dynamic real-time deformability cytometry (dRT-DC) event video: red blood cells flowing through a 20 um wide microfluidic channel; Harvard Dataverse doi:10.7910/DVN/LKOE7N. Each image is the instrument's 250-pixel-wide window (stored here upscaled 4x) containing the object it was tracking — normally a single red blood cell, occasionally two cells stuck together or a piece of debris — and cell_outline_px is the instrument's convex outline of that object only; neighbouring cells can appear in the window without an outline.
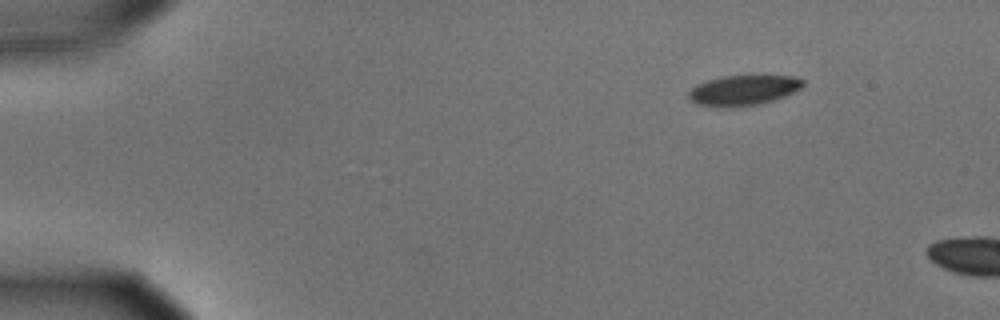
{"species": "common noctule bat (a hibernating species)", "species_latin": "Nyctalus noctula", "temperature_condition": "cold", "stored_images_in_passage": 6, "camera_frame_rate_fps": 3000, "um_per_image_px": 0.085, "animal": {"sex": "male", "body_mass_g": 15.6}, "frame": {"image": 1, "passage_image": 1, "time_ms": 0.0, "image_size_px": [1000, 320], "cell_outline_px": [[804, 84], [800, 88], [784, 96], [760, 104], [696, 104], [688, 100], [688, 92], [692, 88], [708, 80], [724, 76], [792, 76], [804, 80]], "centroid_in_image_um": [63.21, 7.62], "position_along_channel_um": 21.8, "area_um2": 19.02}}